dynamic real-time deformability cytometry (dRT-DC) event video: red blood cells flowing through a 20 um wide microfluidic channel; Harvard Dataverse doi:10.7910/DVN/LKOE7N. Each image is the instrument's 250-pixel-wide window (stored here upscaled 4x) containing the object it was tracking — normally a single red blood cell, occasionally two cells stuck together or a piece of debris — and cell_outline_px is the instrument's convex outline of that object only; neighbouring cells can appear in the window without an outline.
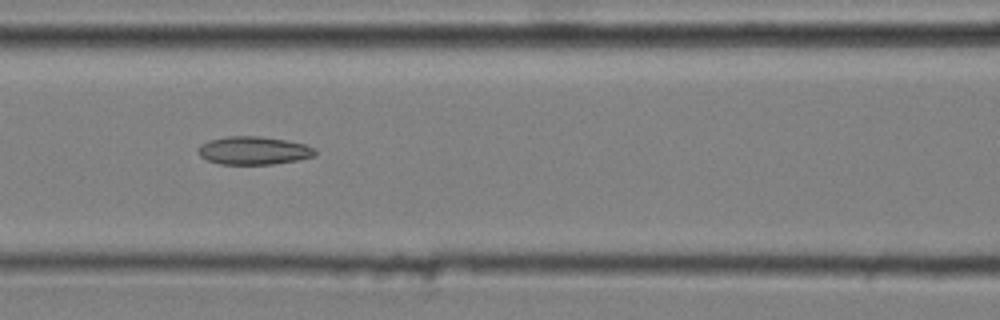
{"species": "common noctule bat (a hibernating species)", "species_latin": "Nyctalus noctula", "temperature_condition": "cold", "stored_images_in_passage": 13, "camera_frame_rate_fps": 3000, "um_per_image_px": 0.085, "animal": {"sex": "male", "body_mass_g": 20.4}, "frame": {"image": 1, "passage_image": 6, "time_ms": 1.667, "image_size_px": [1000, 320], "cell_outline_px": [[316, 156], [296, 160], [272, 164], [220, 164], [208, 160], [200, 156], [196, 152], [196, 148], [200, 144], [208, 140], [228, 136], [260, 136], [284, 140], [304, 144], [316, 148]], "centroid_in_image_um": [21.52, 12.79], "position_along_channel_um": 145.1, "area_um2": 19.25}}
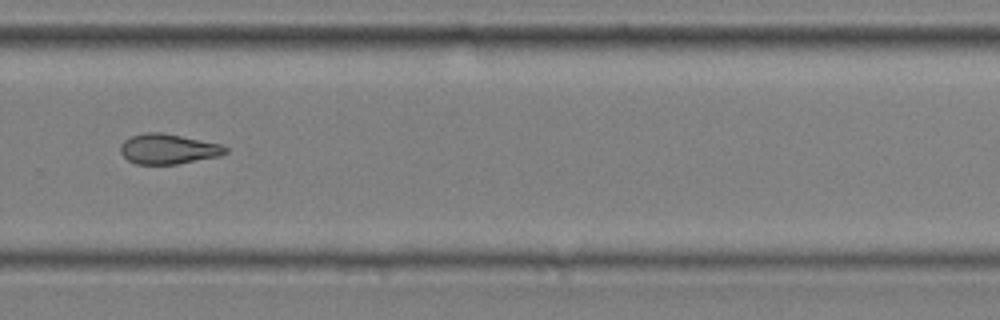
{"frame": {"image": 2, "passage_image": 10, "time_ms": 3.0, "image_size_px": [1000, 320], "cell_outline_px": [[228, 152], [220, 156], [176, 164], [136, 164], [128, 160], [120, 152], [120, 144], [124, 140], [132, 136], [144, 132], [160, 132], [220, 144], [228, 148]], "centroid_in_image_um": [14.28, 12.66], "position_along_channel_um": 315.5, "area_um2": 18.32}}
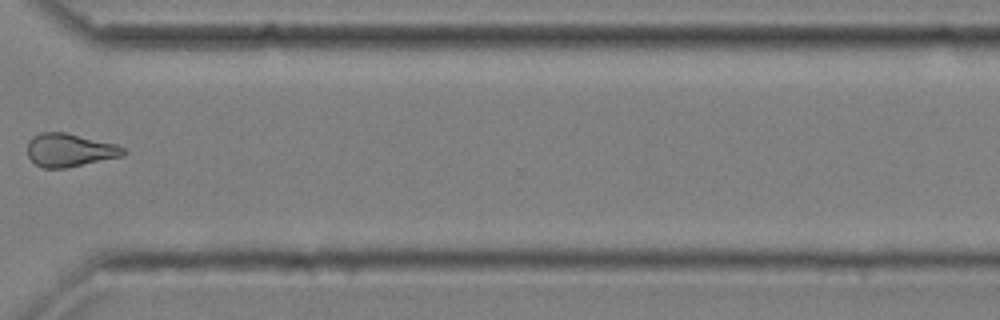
{"frame": {"image": 3, "passage_image": 11, "time_ms": 3.333, "image_size_px": [1000, 320], "cell_outline_px": [[128, 152], [124, 156], [64, 168], [44, 168], [36, 164], [28, 156], [28, 140], [32, 136], [40, 132], [64, 132], [116, 144], [124, 148]], "centroid_in_image_um": [5.93, 12.75], "position_along_channel_um": 364.7, "area_um2": 18.55}}